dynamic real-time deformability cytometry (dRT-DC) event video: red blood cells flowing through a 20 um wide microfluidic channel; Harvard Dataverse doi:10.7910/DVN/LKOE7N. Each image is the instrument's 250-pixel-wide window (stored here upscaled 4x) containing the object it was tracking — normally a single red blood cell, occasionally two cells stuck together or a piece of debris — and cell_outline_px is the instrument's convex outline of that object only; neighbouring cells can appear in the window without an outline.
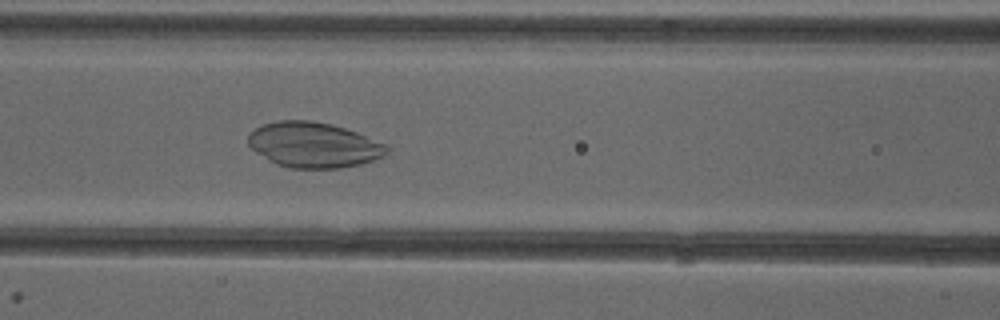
{"species": "common noctule bat (a hibernating species)", "species_latin": "Nyctalus noctula", "temperature_condition": "cold", "stored_images_in_passage": 51, "camera_frame_rate_fps": 3000, "um_per_image_px": 0.085, "animal": {"sex": "female"}, "frame": {"image": 1, "passage_image": 22, "time_ms": 7.0, "image_size_px": [1000, 320], "cell_outline_px": [[392, 148], [384, 156], [360, 164], [340, 168], [292, 168], [276, 164], [268, 160], [256, 152], [248, 144], [248, 136], [256, 128], [264, 124], [276, 120], [312, 120], [332, 124], [356, 132], [388, 144]], "centroid_in_image_um": [26.69, 12.31], "position_along_channel_um": 139.9, "area_um2": 36.76}}
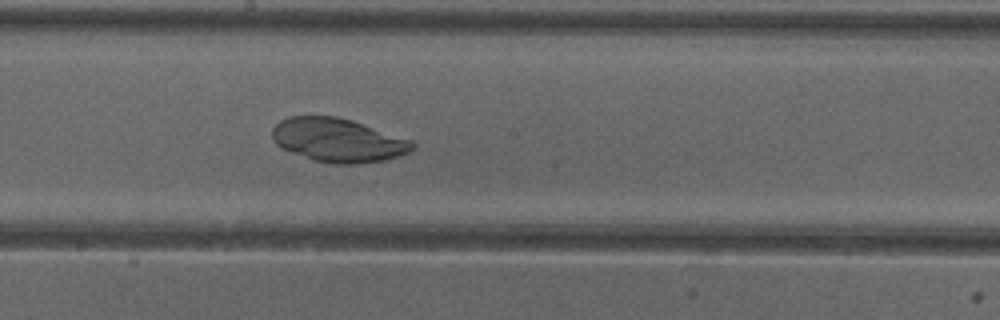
{"frame": {"image": 2, "passage_image": 28, "time_ms": 9.0, "image_size_px": [1000, 320], "cell_outline_px": [[416, 148], [408, 152], [388, 160], [352, 164], [336, 164], [312, 160], [292, 152], [276, 144], [272, 140], [272, 128], [280, 120], [288, 116], [336, 116], [352, 120], [412, 140], [416, 144]], "centroid_in_image_um": [28.74, 11.91], "position_along_channel_um": 219.5, "area_um2": 35.84}}
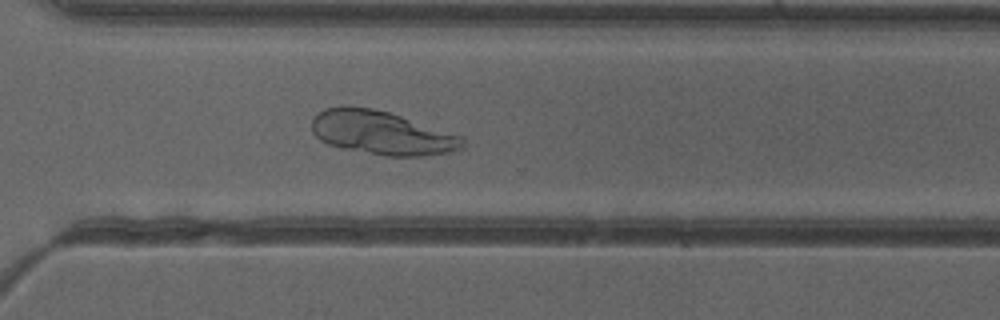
{"frame": {"image": 3, "passage_image": 37, "time_ms": 12.0, "image_size_px": [1000, 320], "cell_outline_px": [[464, 144], [460, 148], [452, 152], [424, 156], [384, 156], [344, 148], [328, 144], [320, 140], [312, 132], [312, 120], [316, 112], [324, 108], [340, 104], [344, 104], [372, 108], [388, 112], [464, 136]], "centroid_in_image_um": [32.41, 11.27], "position_along_channel_um": 338.2, "area_um2": 38.78}}